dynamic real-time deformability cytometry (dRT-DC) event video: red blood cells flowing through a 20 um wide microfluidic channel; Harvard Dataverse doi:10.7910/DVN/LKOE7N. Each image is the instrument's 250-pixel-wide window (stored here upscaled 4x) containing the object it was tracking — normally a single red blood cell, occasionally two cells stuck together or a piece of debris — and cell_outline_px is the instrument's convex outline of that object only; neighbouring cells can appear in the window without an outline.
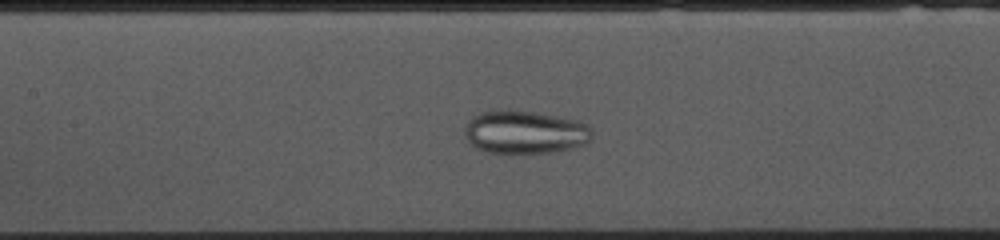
{"species": "common noctule bat (a hibernating species)", "species_latin": "Nyctalus noctula", "temperature_condition": "cold", "stored_images_in_passage": 45, "camera_frame_rate_fps": 3000, "um_per_image_px": 0.085, "animal": {"sex": "female", "body_mass_g": 10.0, "forearm_length_mm": 53.1}, "frame": {"image": 1, "passage_image": 15, "time_ms": 4.667, "image_size_px": [1000, 240], "cell_outline_px": [[592, 140], [584, 144], [572, 148], [552, 152], [484, 152], [472, 144], [464, 136], [464, 128], [472, 116], [476, 112], [492, 108], [508, 108], [536, 112], [560, 116], [576, 120], [592, 128]], "centroid_in_image_um": [44.58, 11.18], "position_along_channel_um": 162.8, "area_um2": 32.6}}
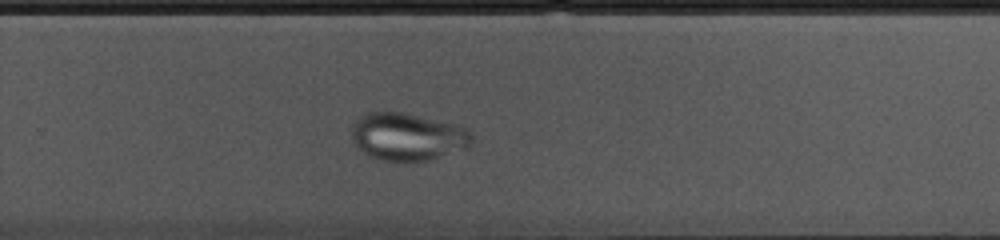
{"frame": {"image": 2, "passage_image": 26, "time_ms": 8.333, "image_size_px": [1000, 240], "cell_outline_px": [[472, 144], [468, 148], [428, 160], [380, 160], [368, 156], [356, 148], [352, 140], [352, 124], [360, 116], [368, 112], [400, 112], [452, 124], [468, 128], [472, 136]], "centroid_in_image_um": [34.61, 11.63], "position_along_channel_um": 295.2, "area_um2": 33.12}}
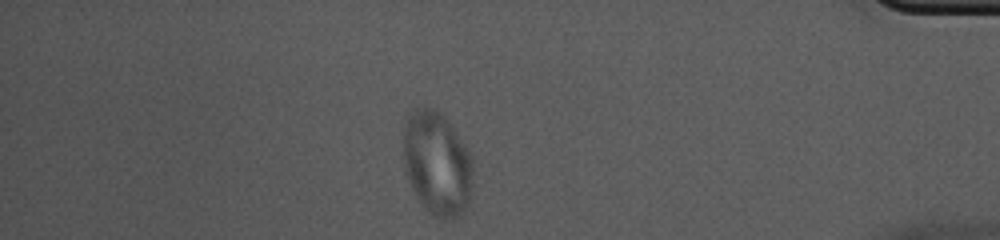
{"frame": {"image": 3, "passage_image": 38, "time_ms": 12.333, "image_size_px": [1000, 240], "cell_outline_px": [[472, 192], [464, 212], [460, 216], [452, 220], [444, 220], [432, 216], [424, 208], [416, 196], [404, 172], [404, 116], [412, 108], [436, 108], [448, 120], [472, 156]], "centroid_in_image_um": [37.14, 13.9], "position_along_channel_um": 398.1, "area_um2": 42.95}}